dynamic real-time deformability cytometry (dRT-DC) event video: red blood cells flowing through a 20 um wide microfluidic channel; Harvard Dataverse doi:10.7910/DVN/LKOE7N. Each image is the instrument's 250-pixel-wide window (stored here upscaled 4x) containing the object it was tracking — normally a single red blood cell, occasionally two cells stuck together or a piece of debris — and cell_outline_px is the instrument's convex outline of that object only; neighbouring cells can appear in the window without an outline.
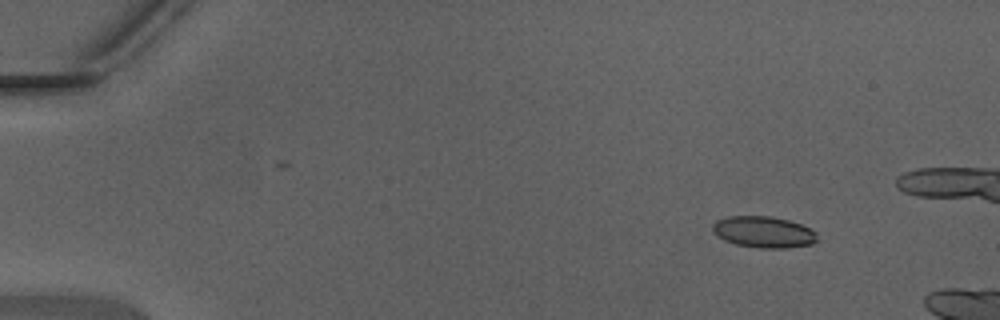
{"species": "Egyptian fruit bat (a non-hibernating species)", "species_latin": "Rousettus aegyptiacus", "temperature_condition": "warm", "stored_images_in_passage": 13, "camera_frame_rate_fps": 3000, "um_per_image_px": 0.085, "animal": {"sex": "male"}, "frame": {"image": 1, "passage_image": 6, "time_ms": 1.667, "image_size_px": [1000, 320], "cell_outline_px": [[816, 240], [812, 244], [788, 248], [760, 248], [736, 244], [724, 240], [712, 232], [712, 224], [716, 220], [728, 216], [772, 216], [788, 220], [812, 228], [816, 232]], "centroid_in_image_um": [64.9, 19.71], "position_along_channel_um": 20.1, "area_um2": 19.25}}